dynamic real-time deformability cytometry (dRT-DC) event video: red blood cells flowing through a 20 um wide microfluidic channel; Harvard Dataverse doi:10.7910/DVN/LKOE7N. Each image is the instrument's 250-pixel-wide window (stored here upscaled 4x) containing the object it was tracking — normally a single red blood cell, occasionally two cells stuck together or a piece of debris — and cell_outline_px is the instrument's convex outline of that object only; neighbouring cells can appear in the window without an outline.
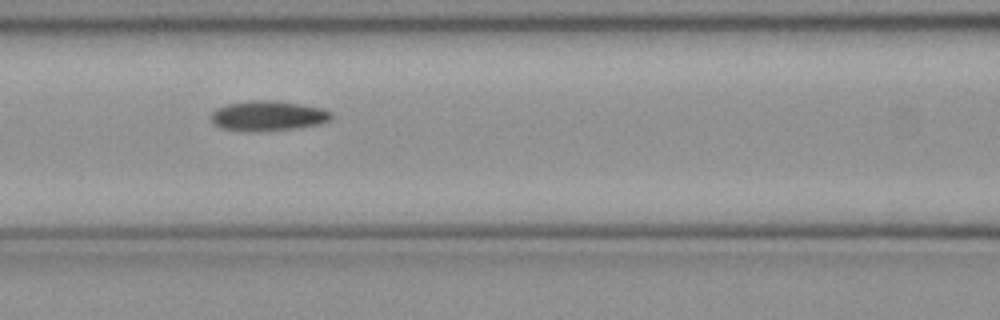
{"species": "common noctule bat (a hibernating species)", "species_latin": "Nyctalus noctula", "temperature_condition": "cold", "stored_images_in_passage": 15, "camera_frame_rate_fps": 3000, "um_per_image_px": 0.085, "animal": {"sex": "female", "body_mass_g": 21.9}, "frame": {"image": 1, "passage_image": 7, "time_ms": 2.0, "image_size_px": [1000, 320], "cell_outline_px": [[332, 116], [328, 120], [320, 124], [292, 128], [260, 132], [240, 132], [220, 128], [212, 124], [212, 112], [216, 108], [228, 104], [252, 100], [276, 100], [324, 108], [332, 112]], "centroid_in_image_um": [22.74, 9.85], "position_along_channel_um": 143.9, "area_um2": 21.33}}